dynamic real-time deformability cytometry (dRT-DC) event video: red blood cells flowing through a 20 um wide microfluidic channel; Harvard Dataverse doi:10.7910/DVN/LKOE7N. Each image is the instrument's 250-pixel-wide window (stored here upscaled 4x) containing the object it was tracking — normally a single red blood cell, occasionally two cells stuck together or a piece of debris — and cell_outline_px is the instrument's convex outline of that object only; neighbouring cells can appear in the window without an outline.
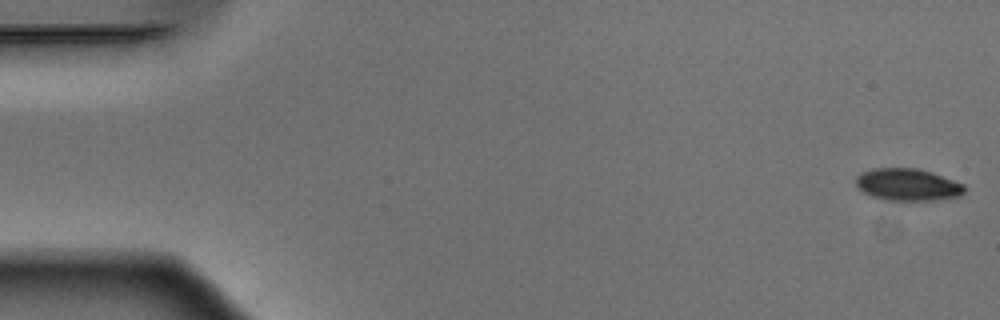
{"species": "Egyptian fruit bat (a non-hibernating species)", "species_latin": "Rousettus aegyptiacus", "temperature_condition": "warm", "stored_images_in_passage": 52, "camera_frame_rate_fps": 3000, "um_per_image_px": 0.085, "animal": {"sex": "male"}, "frame": {"image": 1, "passage_image": 1, "time_ms": 0.0, "image_size_px": [1000, 320], "cell_outline_px": [[964, 192], [960, 196], [936, 200], [884, 200], [872, 196], [864, 192], [856, 184], [856, 176], [864, 172], [876, 168], [916, 168], [932, 172], [964, 184]], "centroid_in_image_um": [77.17, 15.7], "position_along_channel_um": 7.8, "area_um2": 20.17}}
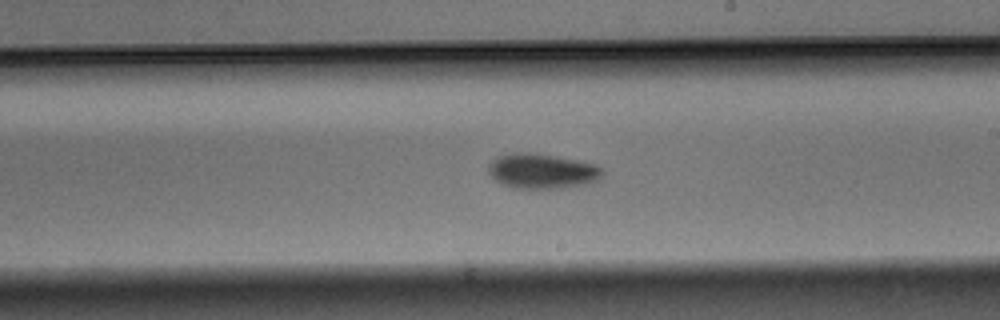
{"frame": {"image": 2, "passage_image": 30, "time_ms": 9.667, "image_size_px": [1000, 320], "cell_outline_px": [[604, 172], [596, 180], [584, 184], [560, 188], [512, 188], [496, 180], [488, 172], [488, 164], [496, 156], [512, 152], [528, 152], [556, 156], [596, 164], [604, 168]], "centroid_in_image_um": [46.05, 14.52], "position_along_channel_um": 243.0, "area_um2": 23.24}}
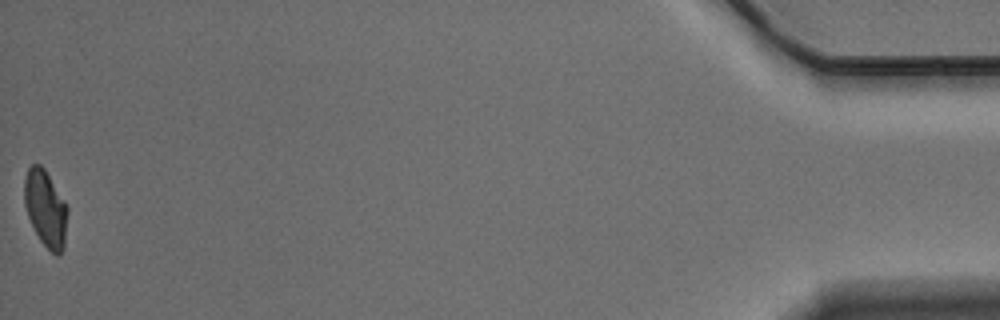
{"frame": {"image": 3, "passage_image": 52, "time_ms": 17.0, "image_size_px": [1000, 320], "cell_outline_px": [[68, 212], [64, 248], [56, 256], [40, 240], [28, 216], [24, 204], [24, 180], [28, 168], [32, 164], [40, 164], [44, 168], [64, 200], [68, 208]], "centroid_in_image_um": [3.88, 17.71], "position_along_channel_um": 431.3, "area_um2": 19.13}, "authors_computed_cell_mechanics": {"area_um2": 21.2415, "velocity_mm_per_s": 3.9038, "shape_relaxation_time_tau1_ms": 3.0393, "shape_relaxation_time_tau2_ms": 10.2407, "deformation_change_tau1": 0.1184, "deformation_change_tau2": 0.148}}